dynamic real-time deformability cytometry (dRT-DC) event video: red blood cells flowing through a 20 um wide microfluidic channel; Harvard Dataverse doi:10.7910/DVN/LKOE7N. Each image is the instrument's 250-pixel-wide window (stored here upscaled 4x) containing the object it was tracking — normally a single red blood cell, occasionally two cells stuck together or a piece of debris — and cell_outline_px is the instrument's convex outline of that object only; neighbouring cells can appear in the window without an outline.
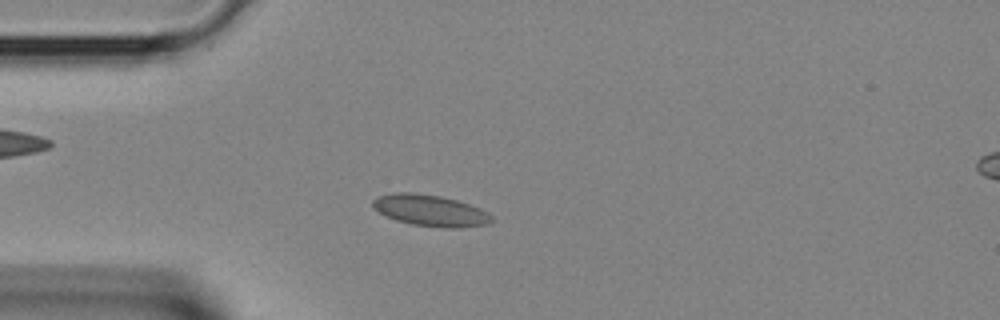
{"species": "Egyptian fruit bat (a non-hibernating species)", "species_latin": "Rousettus aegyptiacus", "temperature_condition": "room temperature", "stored_images_in_passage": 34, "camera_frame_rate_fps": 3000, "um_per_image_px": 0.085, "animal": {"sex": "female"}, "frame": {"image": 1, "passage_image": 9, "time_ms": 2.667, "image_size_px": [1000, 320], "cell_outline_px": [[492, 220], [488, 224], [460, 228], [444, 228], [412, 224], [396, 220], [372, 208], [372, 200], [376, 196], [396, 192], [412, 192], [440, 196], [456, 200], [480, 208], [488, 212], [492, 216]], "centroid_in_image_um": [36.57, 17.89], "position_along_channel_um": 48.4, "area_um2": 21.73}}
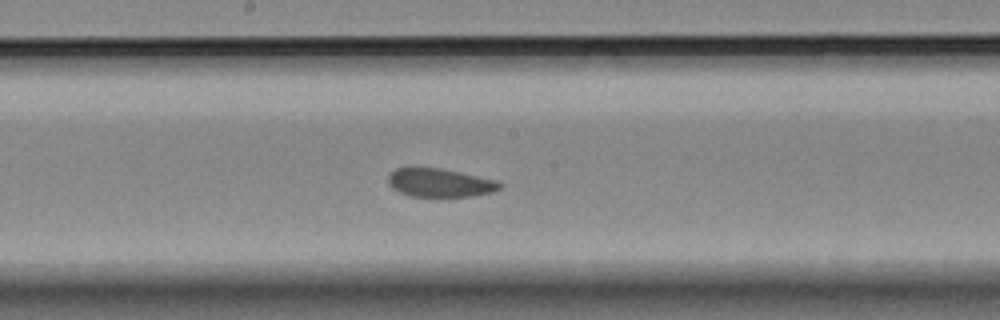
{"frame": {"image": 2, "passage_image": 19, "time_ms": 6.0, "image_size_px": [1000, 320], "cell_outline_px": [[504, 184], [500, 188], [492, 192], [472, 196], [440, 200], [408, 196], [392, 188], [388, 184], [388, 176], [396, 168], [440, 168], [500, 180]], "centroid_in_image_um": [37.43, 15.59], "position_along_channel_um": 210.8, "area_um2": 19.48}}
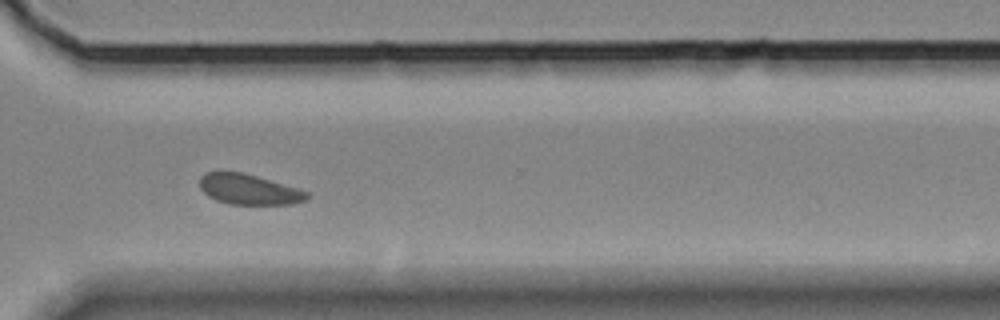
{"frame": {"image": 3, "passage_image": 27, "time_ms": 8.667, "image_size_px": [1000, 320], "cell_outline_px": [[308, 200], [292, 204], [228, 204], [216, 200], [208, 196], [200, 188], [200, 176], [204, 172], [240, 172], [256, 176], [296, 188], [308, 192]], "centroid_in_image_um": [21.13, 16.11], "position_along_channel_um": 349.5, "area_um2": 18.79}}